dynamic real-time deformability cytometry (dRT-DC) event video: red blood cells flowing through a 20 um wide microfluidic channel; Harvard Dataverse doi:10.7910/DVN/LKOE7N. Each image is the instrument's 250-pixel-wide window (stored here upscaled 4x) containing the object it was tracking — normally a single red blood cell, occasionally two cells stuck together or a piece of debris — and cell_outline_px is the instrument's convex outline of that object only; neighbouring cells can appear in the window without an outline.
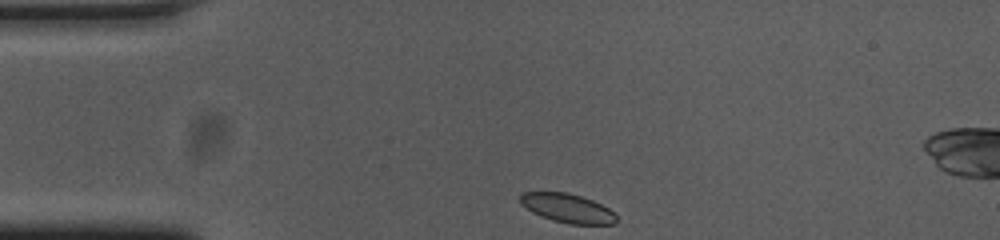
{"species": "common noctule bat (a hibernating species)", "species_latin": "Nyctalus noctula", "temperature_condition": "cold", "stored_images_in_passage": 35, "camera_frame_rate_fps": 3000, "um_per_image_px": 0.085, "animal": {"sex": "female", "body_mass_g": 23.0, "forearm_length_mm": 53.4}, "frame": {"image": 1, "passage_image": 1, "time_ms": 0.0, "image_size_px": [1000, 240], "cell_outline_px": [[616, 224], [568, 224], [552, 220], [540, 216], [532, 212], [520, 204], [520, 196], [524, 192], [568, 192], [592, 200], [608, 208], [616, 216]], "centroid_in_image_um": [48.21, 17.7], "position_along_channel_um": 36.8, "area_um2": 16.18}}
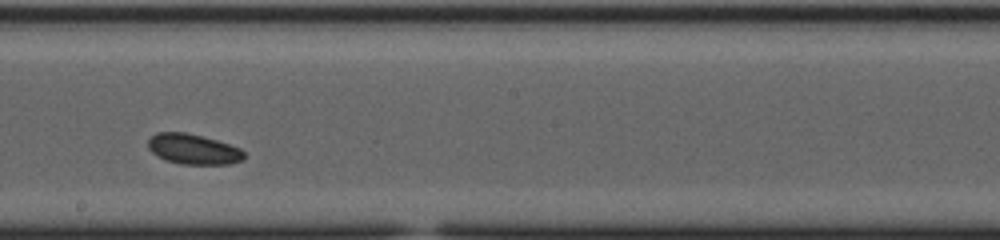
{"frame": {"image": 2, "passage_image": 20, "time_ms": 6.333, "image_size_px": [1000, 240], "cell_outline_px": [[244, 160], [228, 164], [180, 164], [164, 160], [156, 156], [148, 148], [148, 140], [156, 132], [184, 132], [216, 140], [240, 148], [244, 152]], "centroid_in_image_um": [16.4, 12.69], "position_along_channel_um": 231.8, "area_um2": 16.94}}
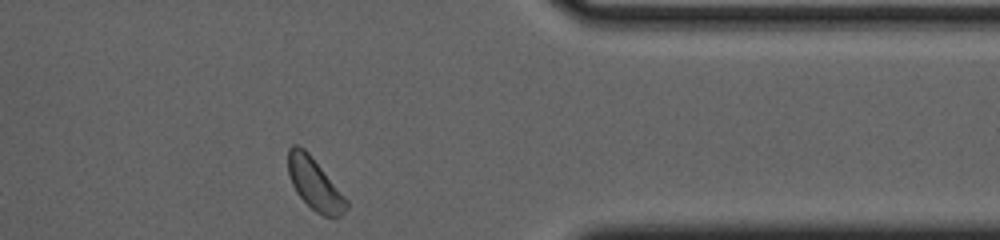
{"frame": {"image": 3, "passage_image": 34, "time_ms": 11.0, "image_size_px": [1000, 240], "cell_outline_px": [[348, 208], [336, 220], [324, 216], [316, 212], [296, 192], [292, 184], [288, 172], [288, 148], [292, 144], [296, 144], [304, 148], [308, 152], [348, 200]], "centroid_in_image_um": [26.76, 15.65], "position_along_channel_um": 384.6, "area_um2": 17.57}}